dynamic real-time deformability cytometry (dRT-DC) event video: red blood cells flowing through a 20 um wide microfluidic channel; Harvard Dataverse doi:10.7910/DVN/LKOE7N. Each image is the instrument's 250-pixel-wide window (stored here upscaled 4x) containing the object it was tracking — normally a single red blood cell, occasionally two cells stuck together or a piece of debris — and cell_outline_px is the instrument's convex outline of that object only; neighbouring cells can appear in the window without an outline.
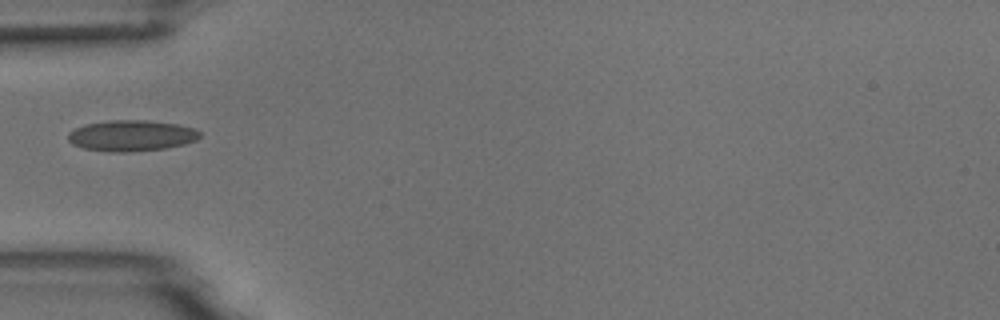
{"species": "common noctule bat (a hibernating species)", "species_latin": "Nyctalus noctula", "temperature_condition": "room temperature", "stored_images_in_passage": 5, "camera_frame_rate_fps": 3000, "um_per_image_px": 0.085, "animal": {"sex": "male", "body_mass_g": 18.8}, "frame": {"image": 1, "passage_image": 1, "time_ms": 0.0, "image_size_px": [1000, 320], "cell_outline_px": [[200, 136], [196, 140], [184, 144], [164, 148], [124, 152], [108, 152], [84, 148], [72, 144], [68, 140], [68, 132], [76, 128], [88, 124], [108, 120], [144, 120], [180, 124], [192, 128], [200, 132]], "centroid_in_image_um": [11.16, 11.52], "position_along_channel_um": 73.8, "area_um2": 23.64}}
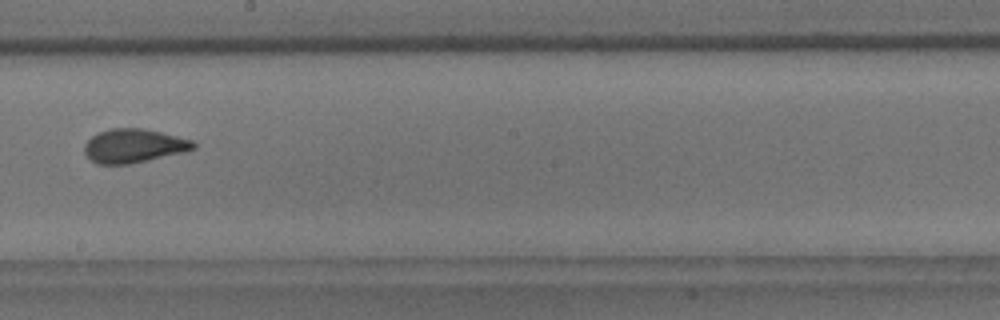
{"frame": {"image": 2, "passage_image": 5, "time_ms": 4.333, "image_size_px": [1000, 320], "cell_outline_px": [[196, 148], [184, 152], [148, 160], [128, 164], [96, 164], [84, 152], [84, 144], [96, 132], [108, 128], [144, 128], [192, 140], [196, 144]], "centroid_in_image_um": [11.35, 12.38], "position_along_channel_um": 236.9, "area_um2": 21.5}}